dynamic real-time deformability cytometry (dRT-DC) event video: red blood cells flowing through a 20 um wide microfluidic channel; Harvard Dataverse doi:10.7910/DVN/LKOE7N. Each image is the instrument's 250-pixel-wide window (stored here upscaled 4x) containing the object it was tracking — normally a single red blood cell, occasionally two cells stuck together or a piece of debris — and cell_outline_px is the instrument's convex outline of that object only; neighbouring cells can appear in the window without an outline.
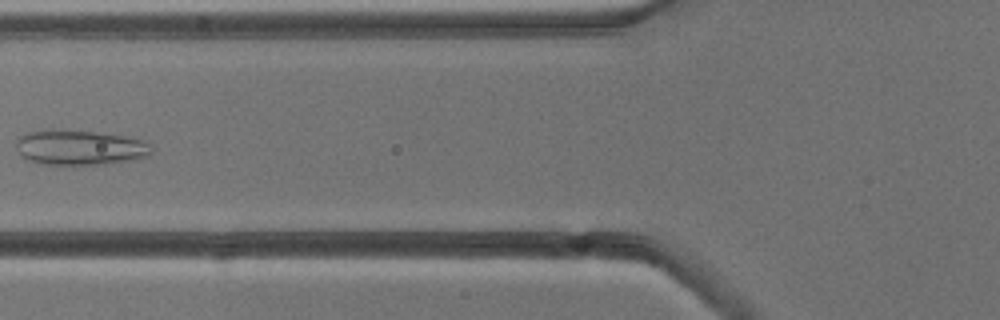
{"species": "common noctule bat (a hibernating species)", "species_latin": "Nyctalus noctula", "temperature_condition": "cold", "stored_images_in_passage": 7, "camera_frame_rate_fps": 3000, "um_per_image_px": 0.085, "animal": {"sex": "male", "body_mass_g": 13.3}, "frame": {"image": 1, "passage_image": 6, "time_ms": 5.667, "image_size_px": [1000, 320], "cell_outline_px": [[152, 152], [148, 156], [136, 160], [76, 168], [36, 164], [20, 156], [16, 148], [16, 140], [20, 136], [28, 132], [44, 128], [64, 128], [140, 136], [148, 140], [152, 144]], "centroid_in_image_um": [6.84, 12.54], "position_along_channel_um": 119.0, "area_um2": 30.29}}